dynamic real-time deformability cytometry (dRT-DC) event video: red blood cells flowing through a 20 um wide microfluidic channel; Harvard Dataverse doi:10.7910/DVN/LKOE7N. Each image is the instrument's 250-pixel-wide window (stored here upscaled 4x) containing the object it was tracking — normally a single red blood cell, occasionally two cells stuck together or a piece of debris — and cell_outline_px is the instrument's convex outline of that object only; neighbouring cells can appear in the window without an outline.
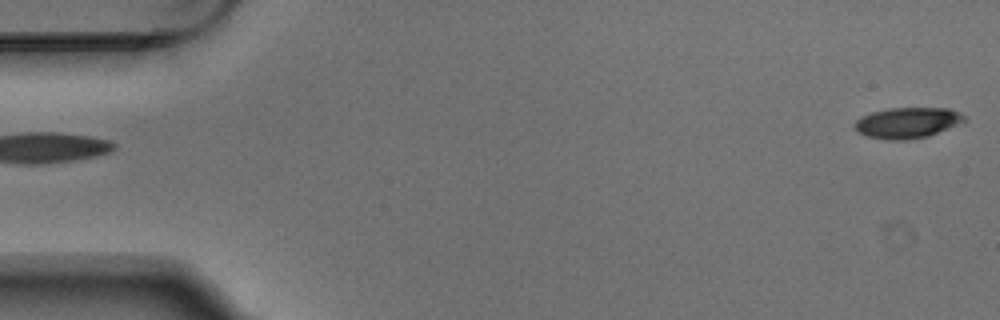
{"species": "Egyptian fruit bat (a non-hibernating species)", "species_latin": "Rousettus aegyptiacus", "temperature_condition": "warm", "stored_images_in_passage": 5, "segment_of_instrument_passage": [2, 2], "camera_frame_rate_fps": 3000, "um_per_image_px": 0.085, "animal": {"sex": "male"}, "frame": {"image": 1, "passage_image": 5, "time_ms": 1.333, "image_size_px": [1000, 320], "cell_outline_px": [[968, 120], [928, 136], [904, 140], [892, 140], [868, 136], [860, 132], [852, 124], [860, 116], [872, 112], [888, 108], [948, 108], [960, 112]], "centroid_in_image_um": [77.13, 10.42], "position_along_channel_um": 7.9, "area_um2": 19.54}}